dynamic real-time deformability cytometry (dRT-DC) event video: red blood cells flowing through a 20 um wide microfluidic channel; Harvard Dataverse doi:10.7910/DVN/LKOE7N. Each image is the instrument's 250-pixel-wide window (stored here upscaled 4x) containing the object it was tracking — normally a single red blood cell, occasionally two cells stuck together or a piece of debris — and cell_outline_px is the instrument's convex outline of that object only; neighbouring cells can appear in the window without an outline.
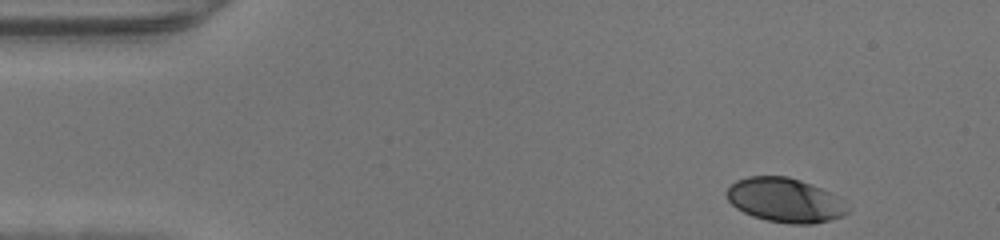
{"species": "human", "species_latin": "Homo sapiens", "temperature_condition": "warm", "stored_images_in_passage": 37, "camera_frame_rate_fps": 3000, "um_per_image_px": 0.085, "donor": {"sex": "male"}, "frame": {"image": 1, "passage_image": 1, "time_ms": 0.0, "image_size_px": [1000, 240], "cell_outline_px": [[848, 212], [840, 216], [828, 220], [812, 224], [792, 224], [768, 220], [752, 216], [736, 208], [728, 200], [724, 192], [736, 180], [748, 176], [788, 176], [812, 184], [828, 192], [848, 208]], "centroid_in_image_um": [66.64, 17.0], "position_along_channel_um": 18.4, "area_um2": 30.69}}
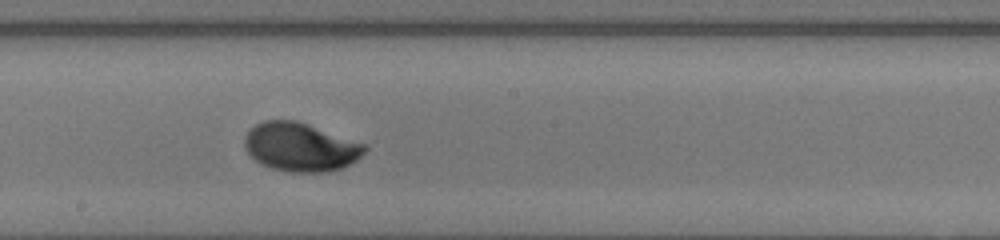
{"frame": {"image": 2, "passage_image": 22, "time_ms": 7.0, "image_size_px": [1000, 240], "cell_outline_px": [[368, 148], [352, 164], [328, 172], [288, 172], [272, 168], [260, 164], [244, 148], [244, 136], [256, 124], [264, 120], [296, 120], [368, 144]], "centroid_in_image_um": [25.56, 12.5], "position_along_channel_um": 222.6, "area_um2": 34.22}}
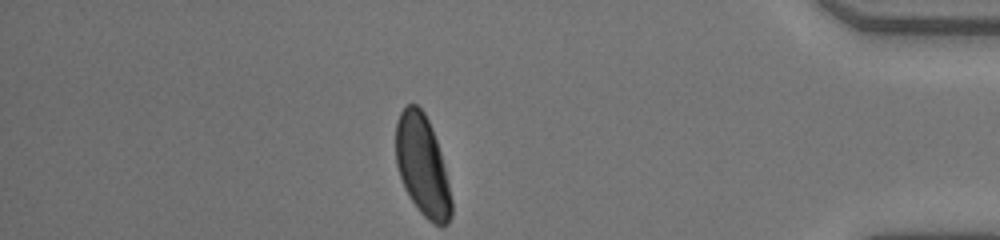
{"frame": {"image": 3, "passage_image": 37, "time_ms": 12.0, "image_size_px": [1000, 240], "cell_outline_px": [[452, 216], [448, 224], [432, 224], [420, 212], [404, 188], [396, 164], [396, 120], [400, 112], [408, 104], [416, 104], [424, 112], [432, 128], [440, 152], [452, 200]], "centroid_in_image_um": [35.89, 14.09], "position_along_channel_um": 399.3, "area_um2": 32.31}}